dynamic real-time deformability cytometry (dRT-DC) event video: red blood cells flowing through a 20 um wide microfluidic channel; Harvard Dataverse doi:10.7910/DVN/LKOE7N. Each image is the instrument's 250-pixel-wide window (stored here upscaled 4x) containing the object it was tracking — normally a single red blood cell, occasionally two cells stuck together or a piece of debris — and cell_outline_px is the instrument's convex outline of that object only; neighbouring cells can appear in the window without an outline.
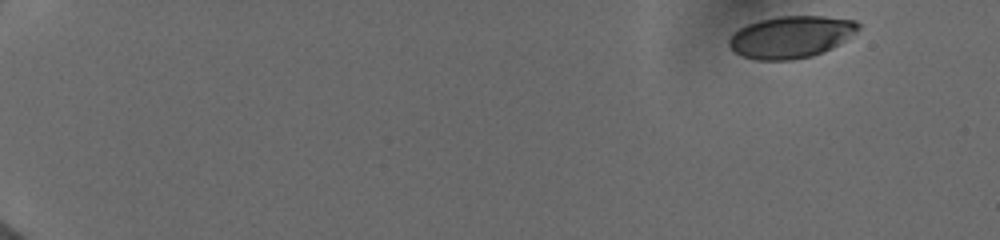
{"species": "human", "species_latin": "Homo sapiens", "temperature_condition": "cold", "stored_images_in_passage": 28, "camera_frame_rate_fps": 3000, "um_per_image_px": 0.085, "donor": {"sex": "female"}, "frame": {"image": 1, "passage_image": 1, "time_ms": 0.0, "image_size_px": [1000, 240], "cell_outline_px": [[860, 28], [856, 32], [832, 48], [812, 56], [792, 60], [756, 60], [740, 56], [728, 44], [728, 40], [740, 28], [748, 24], [760, 20], [780, 16], [824, 16], [856, 20], [860, 24]], "centroid_in_image_um": [67.25, 3.14], "position_along_channel_um": 17.8, "area_um2": 31.5}}
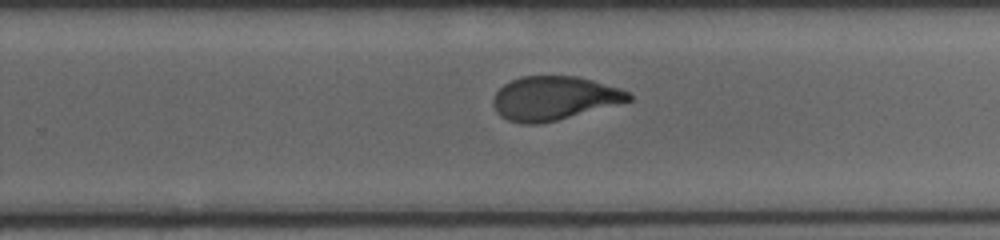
{"frame": {"image": 2, "passage_image": 16, "time_ms": 11.0, "image_size_px": [1000, 240], "cell_outline_px": [[632, 100], [556, 120], [536, 124], [524, 124], [508, 120], [500, 116], [496, 112], [492, 104], [492, 100], [496, 92], [504, 84], [520, 76], [576, 76], [592, 80], [620, 88], [628, 92], [632, 96]], "centroid_in_image_um": [47.05, 8.34], "position_along_channel_um": 282.7, "area_um2": 34.33}}
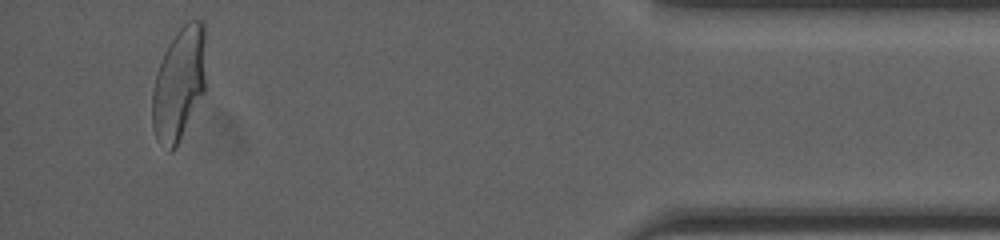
{"frame": {"image": 3, "passage_image": 28, "time_ms": 15.667, "image_size_px": [1000, 240], "cell_outline_px": [[204, 92], [172, 152], [168, 152], [156, 140], [152, 128], [152, 92], [156, 72], [164, 52], [168, 44], [176, 32], [188, 20], [200, 20], [204, 24]], "centroid_in_image_um": [15.17, 7.13], "position_along_channel_um": 420.0, "area_um2": 34.97}, "authors_computed_cell_mechanics": {"area_um2": 34.9112, "velocity_mm_per_s": 3.9713, "shape_relaxation_time_tau1_ms": 9.5498, "shape_relaxation_time_tau2_ms": 0.0176, "deformation_change_tau1": 0.2547, "deformation_change_tau2": 0.0468}}